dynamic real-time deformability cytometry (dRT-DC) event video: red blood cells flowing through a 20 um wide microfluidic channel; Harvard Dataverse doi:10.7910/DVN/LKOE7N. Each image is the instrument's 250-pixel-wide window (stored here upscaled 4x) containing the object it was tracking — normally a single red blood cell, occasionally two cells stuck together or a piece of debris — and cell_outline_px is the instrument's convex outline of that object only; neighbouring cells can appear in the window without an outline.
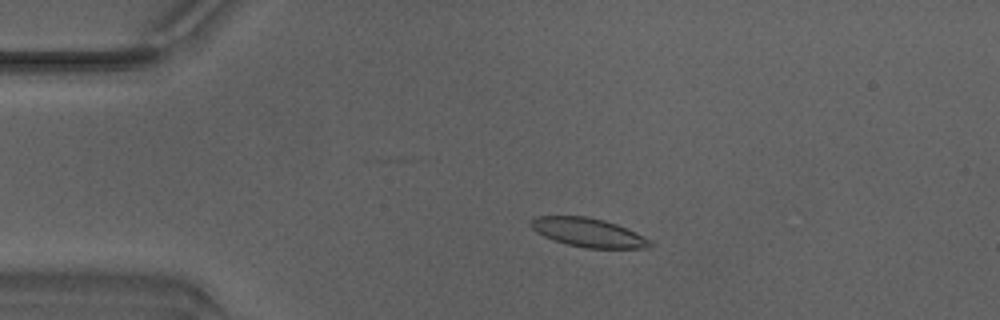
{"species": "Egyptian fruit bat (a non-hibernating species)", "species_latin": "Rousettus aegyptiacus", "temperature_condition": "warm", "stored_images_in_passage": 48, "camera_frame_rate_fps": 3000, "um_per_image_px": 0.085, "animal": {"sex": "male"}, "frame": {"image": 1, "passage_image": 10, "time_ms": 3.0, "image_size_px": [1000, 320], "cell_outline_px": [[652, 244], [648, 248], [584, 248], [552, 240], [536, 232], [532, 228], [532, 220], [536, 216], [588, 216], [604, 220], [616, 224], [644, 236], [652, 240]], "centroid_in_image_um": [50.02, 19.77], "position_along_channel_um": 35.0, "area_um2": 19.94}}
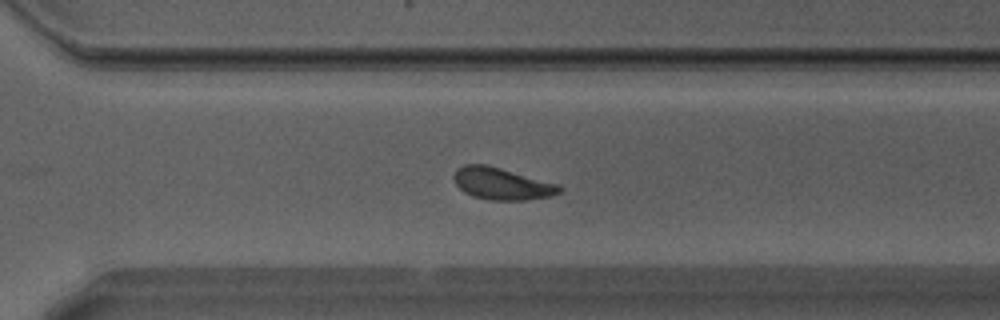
{"frame": {"image": 2, "passage_image": 34, "time_ms": 11.0, "image_size_px": [1000, 320], "cell_outline_px": [[564, 188], [560, 192], [552, 196], [524, 200], [488, 200], [472, 196], [464, 192], [456, 184], [452, 176], [456, 168], [464, 164], [484, 164], [500, 168], [560, 184]], "centroid_in_image_um": [42.65, 15.61], "position_along_channel_um": 327.9, "area_um2": 19.83}}
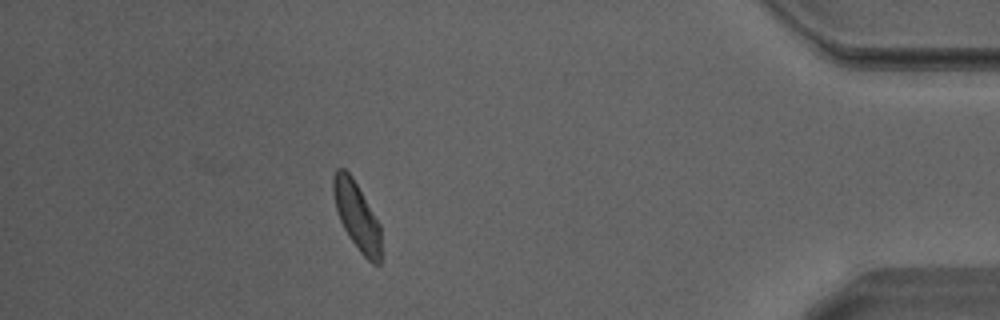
{"frame": {"image": 3, "passage_image": 43, "time_ms": 14.0, "image_size_px": [1000, 320], "cell_outline_px": [[380, 264], [372, 264], [360, 252], [348, 236], [340, 220], [336, 208], [332, 188], [332, 176], [336, 168], [344, 168], [352, 176], [380, 224]], "centroid_in_image_um": [30.31, 18.33], "position_along_channel_um": 404.9, "area_um2": 18.79}, "authors_computed_cell_mechanics": {"area_um2": 19.7098, "velocity_mm_per_s": 4.1936, "shape_relaxation_time_tau1_ms": 2.1794, "shape_relaxation_time_tau2_ms": 2.0232, "deformation_change_tau1": 0.1256, "deformation_change_tau2": 0.0881}}